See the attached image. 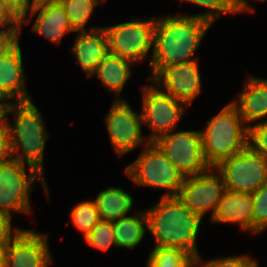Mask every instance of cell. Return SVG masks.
Here are the masks:
<instances>
[{"label": "cell", "instance_id": "22", "mask_svg": "<svg viewBox=\"0 0 267 267\" xmlns=\"http://www.w3.org/2000/svg\"><path fill=\"white\" fill-rule=\"evenodd\" d=\"M145 226L148 228V216L146 210L135 216H126L113 222V234L116 245L128 249L134 247L145 235Z\"/></svg>", "mask_w": 267, "mask_h": 267}, {"label": "cell", "instance_id": "34", "mask_svg": "<svg viewBox=\"0 0 267 267\" xmlns=\"http://www.w3.org/2000/svg\"><path fill=\"white\" fill-rule=\"evenodd\" d=\"M16 46L17 44L12 39L5 37L0 32V59L4 58Z\"/></svg>", "mask_w": 267, "mask_h": 267}, {"label": "cell", "instance_id": "28", "mask_svg": "<svg viewBox=\"0 0 267 267\" xmlns=\"http://www.w3.org/2000/svg\"><path fill=\"white\" fill-rule=\"evenodd\" d=\"M84 238L90 246L103 251L112 245L117 246L113 234V222L100 221Z\"/></svg>", "mask_w": 267, "mask_h": 267}, {"label": "cell", "instance_id": "30", "mask_svg": "<svg viewBox=\"0 0 267 267\" xmlns=\"http://www.w3.org/2000/svg\"><path fill=\"white\" fill-rule=\"evenodd\" d=\"M248 126V146L267 159V120Z\"/></svg>", "mask_w": 267, "mask_h": 267}, {"label": "cell", "instance_id": "4", "mask_svg": "<svg viewBox=\"0 0 267 267\" xmlns=\"http://www.w3.org/2000/svg\"><path fill=\"white\" fill-rule=\"evenodd\" d=\"M237 107L231 102L207 121L201 132L203 155L210 167L241 152L248 146V126L244 125Z\"/></svg>", "mask_w": 267, "mask_h": 267}, {"label": "cell", "instance_id": "12", "mask_svg": "<svg viewBox=\"0 0 267 267\" xmlns=\"http://www.w3.org/2000/svg\"><path fill=\"white\" fill-rule=\"evenodd\" d=\"M107 130L116 153L119 156L128 153L142 144V115H137L122 99H116L106 118Z\"/></svg>", "mask_w": 267, "mask_h": 267}, {"label": "cell", "instance_id": "3", "mask_svg": "<svg viewBox=\"0 0 267 267\" xmlns=\"http://www.w3.org/2000/svg\"><path fill=\"white\" fill-rule=\"evenodd\" d=\"M14 113V126L9 122L13 159L36 169L43 176L44 148L48 139L42 116L32 101L6 102L2 113ZM21 148V149H20ZM25 158V159H24Z\"/></svg>", "mask_w": 267, "mask_h": 267}, {"label": "cell", "instance_id": "9", "mask_svg": "<svg viewBox=\"0 0 267 267\" xmlns=\"http://www.w3.org/2000/svg\"><path fill=\"white\" fill-rule=\"evenodd\" d=\"M184 178L210 170L203 155L200 131L167 133L154 141Z\"/></svg>", "mask_w": 267, "mask_h": 267}, {"label": "cell", "instance_id": "35", "mask_svg": "<svg viewBox=\"0 0 267 267\" xmlns=\"http://www.w3.org/2000/svg\"><path fill=\"white\" fill-rule=\"evenodd\" d=\"M8 4L0 0V27L7 18Z\"/></svg>", "mask_w": 267, "mask_h": 267}, {"label": "cell", "instance_id": "8", "mask_svg": "<svg viewBox=\"0 0 267 267\" xmlns=\"http://www.w3.org/2000/svg\"><path fill=\"white\" fill-rule=\"evenodd\" d=\"M108 38L109 53L140 62L154 49L155 18L148 21L132 19L104 28Z\"/></svg>", "mask_w": 267, "mask_h": 267}, {"label": "cell", "instance_id": "17", "mask_svg": "<svg viewBox=\"0 0 267 267\" xmlns=\"http://www.w3.org/2000/svg\"><path fill=\"white\" fill-rule=\"evenodd\" d=\"M213 222L239 223L243 230L253 233V200L251 193L225 190L218 203Z\"/></svg>", "mask_w": 267, "mask_h": 267}, {"label": "cell", "instance_id": "23", "mask_svg": "<svg viewBox=\"0 0 267 267\" xmlns=\"http://www.w3.org/2000/svg\"><path fill=\"white\" fill-rule=\"evenodd\" d=\"M197 4L202 7L211 9L205 13L192 15L194 17L203 19L211 25L220 18L222 14L238 13L243 11H254L246 0H181Z\"/></svg>", "mask_w": 267, "mask_h": 267}, {"label": "cell", "instance_id": "11", "mask_svg": "<svg viewBox=\"0 0 267 267\" xmlns=\"http://www.w3.org/2000/svg\"><path fill=\"white\" fill-rule=\"evenodd\" d=\"M210 172L184 178L178 193V198L201 218L212 210L211 218L215 214L222 194L226 190L221 175L210 168Z\"/></svg>", "mask_w": 267, "mask_h": 267}, {"label": "cell", "instance_id": "18", "mask_svg": "<svg viewBox=\"0 0 267 267\" xmlns=\"http://www.w3.org/2000/svg\"><path fill=\"white\" fill-rule=\"evenodd\" d=\"M32 30L51 42L59 43L65 33L74 32L58 0H38Z\"/></svg>", "mask_w": 267, "mask_h": 267}, {"label": "cell", "instance_id": "20", "mask_svg": "<svg viewBox=\"0 0 267 267\" xmlns=\"http://www.w3.org/2000/svg\"><path fill=\"white\" fill-rule=\"evenodd\" d=\"M130 63L134 64V62L128 59L109 53L92 75L96 74L102 84L118 96L132 74Z\"/></svg>", "mask_w": 267, "mask_h": 267}, {"label": "cell", "instance_id": "26", "mask_svg": "<svg viewBox=\"0 0 267 267\" xmlns=\"http://www.w3.org/2000/svg\"><path fill=\"white\" fill-rule=\"evenodd\" d=\"M63 6L70 26L75 32L86 31L85 25L99 2L105 0H58Z\"/></svg>", "mask_w": 267, "mask_h": 267}, {"label": "cell", "instance_id": "1", "mask_svg": "<svg viewBox=\"0 0 267 267\" xmlns=\"http://www.w3.org/2000/svg\"><path fill=\"white\" fill-rule=\"evenodd\" d=\"M210 26L209 22L190 15L155 19L150 80L164 67L197 60L192 57Z\"/></svg>", "mask_w": 267, "mask_h": 267}, {"label": "cell", "instance_id": "24", "mask_svg": "<svg viewBox=\"0 0 267 267\" xmlns=\"http://www.w3.org/2000/svg\"><path fill=\"white\" fill-rule=\"evenodd\" d=\"M147 267H196V260L182 249L155 246Z\"/></svg>", "mask_w": 267, "mask_h": 267}, {"label": "cell", "instance_id": "10", "mask_svg": "<svg viewBox=\"0 0 267 267\" xmlns=\"http://www.w3.org/2000/svg\"><path fill=\"white\" fill-rule=\"evenodd\" d=\"M158 88L156 86H145L142 92V121L153 132L147 137L149 142H154L160 136L173 132L184 112L183 106L186 105L184 102L165 93L163 88Z\"/></svg>", "mask_w": 267, "mask_h": 267}, {"label": "cell", "instance_id": "29", "mask_svg": "<svg viewBox=\"0 0 267 267\" xmlns=\"http://www.w3.org/2000/svg\"><path fill=\"white\" fill-rule=\"evenodd\" d=\"M253 200V233L267 227V181L251 193Z\"/></svg>", "mask_w": 267, "mask_h": 267}, {"label": "cell", "instance_id": "25", "mask_svg": "<svg viewBox=\"0 0 267 267\" xmlns=\"http://www.w3.org/2000/svg\"><path fill=\"white\" fill-rule=\"evenodd\" d=\"M37 3L38 0H32V4L30 3V0H23L20 2L8 4L7 18L2 25L5 27L7 26V28H5V30H0L1 34L12 39L18 45V36L21 29L20 27L25 21L27 11L30 8V18L33 17Z\"/></svg>", "mask_w": 267, "mask_h": 267}, {"label": "cell", "instance_id": "27", "mask_svg": "<svg viewBox=\"0 0 267 267\" xmlns=\"http://www.w3.org/2000/svg\"><path fill=\"white\" fill-rule=\"evenodd\" d=\"M74 226L84 237L101 221L94 201H85L77 204L71 211Z\"/></svg>", "mask_w": 267, "mask_h": 267}, {"label": "cell", "instance_id": "33", "mask_svg": "<svg viewBox=\"0 0 267 267\" xmlns=\"http://www.w3.org/2000/svg\"><path fill=\"white\" fill-rule=\"evenodd\" d=\"M22 230L15 228L12 235L11 217L0 214V245L10 243Z\"/></svg>", "mask_w": 267, "mask_h": 267}, {"label": "cell", "instance_id": "7", "mask_svg": "<svg viewBox=\"0 0 267 267\" xmlns=\"http://www.w3.org/2000/svg\"><path fill=\"white\" fill-rule=\"evenodd\" d=\"M37 178L42 181L47 195L45 178L36 169L29 166L27 176L25 165L15 159L0 163V214L11 217V209L29 214V194Z\"/></svg>", "mask_w": 267, "mask_h": 267}, {"label": "cell", "instance_id": "14", "mask_svg": "<svg viewBox=\"0 0 267 267\" xmlns=\"http://www.w3.org/2000/svg\"><path fill=\"white\" fill-rule=\"evenodd\" d=\"M197 61L172 64L164 67L152 80L155 85L164 86L173 98L186 104L201 92V77Z\"/></svg>", "mask_w": 267, "mask_h": 267}, {"label": "cell", "instance_id": "38", "mask_svg": "<svg viewBox=\"0 0 267 267\" xmlns=\"http://www.w3.org/2000/svg\"><path fill=\"white\" fill-rule=\"evenodd\" d=\"M3 105H4V104L0 101V108H3Z\"/></svg>", "mask_w": 267, "mask_h": 267}, {"label": "cell", "instance_id": "31", "mask_svg": "<svg viewBox=\"0 0 267 267\" xmlns=\"http://www.w3.org/2000/svg\"><path fill=\"white\" fill-rule=\"evenodd\" d=\"M199 264L201 267H258V263L254 259L245 255L214 259L204 264L198 256L196 266Z\"/></svg>", "mask_w": 267, "mask_h": 267}, {"label": "cell", "instance_id": "13", "mask_svg": "<svg viewBox=\"0 0 267 267\" xmlns=\"http://www.w3.org/2000/svg\"><path fill=\"white\" fill-rule=\"evenodd\" d=\"M47 236L22 230L5 246V267H47L52 263Z\"/></svg>", "mask_w": 267, "mask_h": 267}, {"label": "cell", "instance_id": "39", "mask_svg": "<svg viewBox=\"0 0 267 267\" xmlns=\"http://www.w3.org/2000/svg\"><path fill=\"white\" fill-rule=\"evenodd\" d=\"M3 108H0V115L2 114Z\"/></svg>", "mask_w": 267, "mask_h": 267}, {"label": "cell", "instance_id": "16", "mask_svg": "<svg viewBox=\"0 0 267 267\" xmlns=\"http://www.w3.org/2000/svg\"><path fill=\"white\" fill-rule=\"evenodd\" d=\"M22 67V54L19 44L0 59V101L5 104L8 99L30 101L31 96L25 90V76Z\"/></svg>", "mask_w": 267, "mask_h": 267}, {"label": "cell", "instance_id": "19", "mask_svg": "<svg viewBox=\"0 0 267 267\" xmlns=\"http://www.w3.org/2000/svg\"><path fill=\"white\" fill-rule=\"evenodd\" d=\"M245 123L267 117V80L250 76L239 101L232 102Z\"/></svg>", "mask_w": 267, "mask_h": 267}, {"label": "cell", "instance_id": "15", "mask_svg": "<svg viewBox=\"0 0 267 267\" xmlns=\"http://www.w3.org/2000/svg\"><path fill=\"white\" fill-rule=\"evenodd\" d=\"M81 31L76 37L72 52L87 76L91 77L99 64L109 54L108 38L104 28Z\"/></svg>", "mask_w": 267, "mask_h": 267}, {"label": "cell", "instance_id": "2", "mask_svg": "<svg viewBox=\"0 0 267 267\" xmlns=\"http://www.w3.org/2000/svg\"><path fill=\"white\" fill-rule=\"evenodd\" d=\"M146 213L147 229L155 237L156 246L179 248L187 251L195 260L198 258L196 238L202 218L178 196H162Z\"/></svg>", "mask_w": 267, "mask_h": 267}, {"label": "cell", "instance_id": "5", "mask_svg": "<svg viewBox=\"0 0 267 267\" xmlns=\"http://www.w3.org/2000/svg\"><path fill=\"white\" fill-rule=\"evenodd\" d=\"M143 152L125 172L137 185L166 189L163 196H177L184 181L183 175L174 166L155 142H145Z\"/></svg>", "mask_w": 267, "mask_h": 267}, {"label": "cell", "instance_id": "32", "mask_svg": "<svg viewBox=\"0 0 267 267\" xmlns=\"http://www.w3.org/2000/svg\"><path fill=\"white\" fill-rule=\"evenodd\" d=\"M5 115H0V163L13 159V149L9 122Z\"/></svg>", "mask_w": 267, "mask_h": 267}, {"label": "cell", "instance_id": "36", "mask_svg": "<svg viewBox=\"0 0 267 267\" xmlns=\"http://www.w3.org/2000/svg\"><path fill=\"white\" fill-rule=\"evenodd\" d=\"M5 246L0 245V267H5Z\"/></svg>", "mask_w": 267, "mask_h": 267}, {"label": "cell", "instance_id": "6", "mask_svg": "<svg viewBox=\"0 0 267 267\" xmlns=\"http://www.w3.org/2000/svg\"><path fill=\"white\" fill-rule=\"evenodd\" d=\"M214 171L219 172L227 190L253 193L267 181V159L246 146L219 162Z\"/></svg>", "mask_w": 267, "mask_h": 267}, {"label": "cell", "instance_id": "21", "mask_svg": "<svg viewBox=\"0 0 267 267\" xmlns=\"http://www.w3.org/2000/svg\"><path fill=\"white\" fill-rule=\"evenodd\" d=\"M101 221L114 222L126 217L133 206L132 196L121 188L109 187L94 200Z\"/></svg>", "mask_w": 267, "mask_h": 267}, {"label": "cell", "instance_id": "37", "mask_svg": "<svg viewBox=\"0 0 267 267\" xmlns=\"http://www.w3.org/2000/svg\"><path fill=\"white\" fill-rule=\"evenodd\" d=\"M2 1L7 3V4H12V3L20 2V1H23V0H2Z\"/></svg>", "mask_w": 267, "mask_h": 267}]
</instances>
